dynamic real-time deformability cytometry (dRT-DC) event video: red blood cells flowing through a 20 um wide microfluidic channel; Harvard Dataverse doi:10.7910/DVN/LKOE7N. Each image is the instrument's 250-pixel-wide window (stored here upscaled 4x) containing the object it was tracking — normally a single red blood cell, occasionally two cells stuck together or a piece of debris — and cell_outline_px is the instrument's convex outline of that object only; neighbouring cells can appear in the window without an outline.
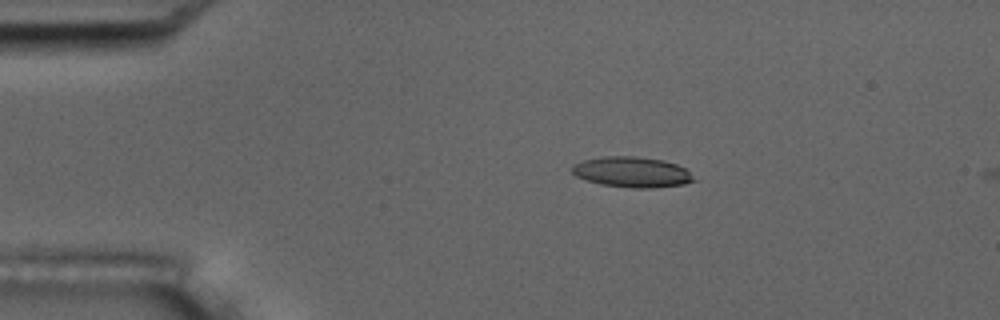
{"species": "common noctule bat (a hibernating species)", "species_latin": "Nyctalus noctula", "temperature_condition": "room temperature", "stored_images_in_passage": 3, "camera_frame_rate_fps": 3000, "um_per_image_px": 0.085, "animal": {"sex": "male", "body_mass_g": 17.5, "forearm_length_mm": 52.3}, "frame": {"image": 1, "passage_image": 2, "time_ms": 0.333, "image_size_px": [1000, 320], "cell_outline_px": [[696, 180], [684, 184], [652, 188], [632, 188], [600, 184], [576, 176], [572, 172], [572, 164], [584, 160], [604, 156], [636, 156], [664, 160], [676, 164], [684, 168]], "centroid_in_image_um": [53.71, 14.62], "position_along_channel_um": 31.3, "area_um2": 21.56}}